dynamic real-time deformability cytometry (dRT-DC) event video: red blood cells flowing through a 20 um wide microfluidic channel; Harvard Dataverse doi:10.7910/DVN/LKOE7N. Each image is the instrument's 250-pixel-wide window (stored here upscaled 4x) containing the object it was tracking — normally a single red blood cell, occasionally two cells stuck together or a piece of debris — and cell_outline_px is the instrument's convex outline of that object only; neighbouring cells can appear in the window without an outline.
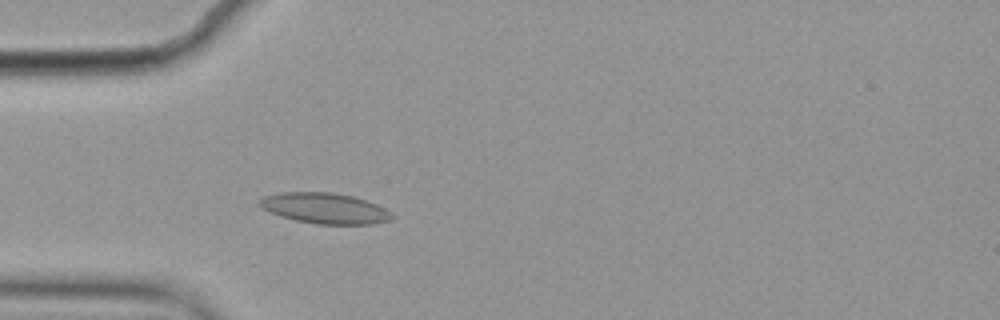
{"species": "common noctule bat (a hibernating species)", "species_latin": "Nyctalus noctula", "temperature_condition": "cold", "stored_images_in_passage": 4, "camera_frame_rate_fps": 3000, "um_per_image_px": 0.085, "animal": {"sex": "female", "body_mass_g": 19.9}, "frame": {"image": 1, "passage_image": 4, "time_ms": 1.0, "image_size_px": [1000, 320], "cell_outline_px": [[396, 216], [388, 220], [376, 224], [316, 224], [296, 220], [280, 216], [260, 208], [256, 204], [264, 196], [280, 192], [332, 192], [352, 196], [376, 204], [392, 212]], "centroid_in_image_um": [27.59, 17.7], "position_along_channel_um": 57.4, "area_um2": 23.76}}